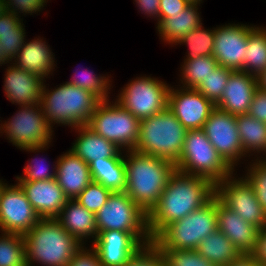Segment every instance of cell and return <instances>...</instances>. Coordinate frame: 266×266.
I'll return each mask as SVG.
<instances>
[{
	"instance_id": "obj_24",
	"label": "cell",
	"mask_w": 266,
	"mask_h": 266,
	"mask_svg": "<svg viewBox=\"0 0 266 266\" xmlns=\"http://www.w3.org/2000/svg\"><path fill=\"white\" fill-rule=\"evenodd\" d=\"M73 129L78 133V137L70 150L88 165L93 161L104 160V158H122L124 156V151L122 152L113 142L101 137L87 125Z\"/></svg>"
},
{
	"instance_id": "obj_40",
	"label": "cell",
	"mask_w": 266,
	"mask_h": 266,
	"mask_svg": "<svg viewBox=\"0 0 266 266\" xmlns=\"http://www.w3.org/2000/svg\"><path fill=\"white\" fill-rule=\"evenodd\" d=\"M37 159V157H36ZM35 158L28 160V164L24 166V174L21 176H16V182H32V181H43V180H50L56 177V162L53 164L52 170L49 168L50 163L46 166L42 163L45 158H41L42 161L36 160ZM47 160V159H45ZM44 160V161H45ZM35 161V162H34ZM46 162V161H45ZM51 170V171H49Z\"/></svg>"
},
{
	"instance_id": "obj_8",
	"label": "cell",
	"mask_w": 266,
	"mask_h": 266,
	"mask_svg": "<svg viewBox=\"0 0 266 266\" xmlns=\"http://www.w3.org/2000/svg\"><path fill=\"white\" fill-rule=\"evenodd\" d=\"M18 112L1 122L0 133L17 149L39 153L49 148L54 135L40 103L20 106ZM50 144V145H49Z\"/></svg>"
},
{
	"instance_id": "obj_22",
	"label": "cell",
	"mask_w": 266,
	"mask_h": 266,
	"mask_svg": "<svg viewBox=\"0 0 266 266\" xmlns=\"http://www.w3.org/2000/svg\"><path fill=\"white\" fill-rule=\"evenodd\" d=\"M55 179L68 199H75L92 182L89 165L70 149L57 158Z\"/></svg>"
},
{
	"instance_id": "obj_5",
	"label": "cell",
	"mask_w": 266,
	"mask_h": 266,
	"mask_svg": "<svg viewBox=\"0 0 266 266\" xmlns=\"http://www.w3.org/2000/svg\"><path fill=\"white\" fill-rule=\"evenodd\" d=\"M186 129L166 108L140 120L139 137L134 151L160 157L176 164L183 150Z\"/></svg>"
},
{
	"instance_id": "obj_11",
	"label": "cell",
	"mask_w": 266,
	"mask_h": 266,
	"mask_svg": "<svg viewBox=\"0 0 266 266\" xmlns=\"http://www.w3.org/2000/svg\"><path fill=\"white\" fill-rule=\"evenodd\" d=\"M125 85L116 96L115 102L139 120L156 115L167 108L170 85L166 82L156 77L141 75Z\"/></svg>"
},
{
	"instance_id": "obj_3",
	"label": "cell",
	"mask_w": 266,
	"mask_h": 266,
	"mask_svg": "<svg viewBox=\"0 0 266 266\" xmlns=\"http://www.w3.org/2000/svg\"><path fill=\"white\" fill-rule=\"evenodd\" d=\"M23 236L27 266H67L83 246L56 218H41Z\"/></svg>"
},
{
	"instance_id": "obj_28",
	"label": "cell",
	"mask_w": 266,
	"mask_h": 266,
	"mask_svg": "<svg viewBox=\"0 0 266 266\" xmlns=\"http://www.w3.org/2000/svg\"><path fill=\"white\" fill-rule=\"evenodd\" d=\"M92 181L112 192H123L126 187V168L122 158H104L89 164Z\"/></svg>"
},
{
	"instance_id": "obj_41",
	"label": "cell",
	"mask_w": 266,
	"mask_h": 266,
	"mask_svg": "<svg viewBox=\"0 0 266 266\" xmlns=\"http://www.w3.org/2000/svg\"><path fill=\"white\" fill-rule=\"evenodd\" d=\"M124 266H165L159 248L153 243L143 245Z\"/></svg>"
},
{
	"instance_id": "obj_29",
	"label": "cell",
	"mask_w": 266,
	"mask_h": 266,
	"mask_svg": "<svg viewBox=\"0 0 266 266\" xmlns=\"http://www.w3.org/2000/svg\"><path fill=\"white\" fill-rule=\"evenodd\" d=\"M196 250L215 266H227L241 255L233 243L218 230L205 237Z\"/></svg>"
},
{
	"instance_id": "obj_35",
	"label": "cell",
	"mask_w": 266,
	"mask_h": 266,
	"mask_svg": "<svg viewBox=\"0 0 266 266\" xmlns=\"http://www.w3.org/2000/svg\"><path fill=\"white\" fill-rule=\"evenodd\" d=\"M81 70L83 73L79 72L78 70L75 71L73 74L74 76H72L71 79L66 82L91 92L101 101L110 100L109 91L112 87L110 76L107 77L106 74H95L94 71H90L88 68L84 69L85 71L82 68Z\"/></svg>"
},
{
	"instance_id": "obj_21",
	"label": "cell",
	"mask_w": 266,
	"mask_h": 266,
	"mask_svg": "<svg viewBox=\"0 0 266 266\" xmlns=\"http://www.w3.org/2000/svg\"><path fill=\"white\" fill-rule=\"evenodd\" d=\"M217 230L222 232L240 251L249 254L255 245L259 228L246 222L223 205L216 197Z\"/></svg>"
},
{
	"instance_id": "obj_1",
	"label": "cell",
	"mask_w": 266,
	"mask_h": 266,
	"mask_svg": "<svg viewBox=\"0 0 266 266\" xmlns=\"http://www.w3.org/2000/svg\"><path fill=\"white\" fill-rule=\"evenodd\" d=\"M215 195V185L201 176L175 170L160 199L147 214L150 237L154 239L167 225L202 207Z\"/></svg>"
},
{
	"instance_id": "obj_20",
	"label": "cell",
	"mask_w": 266,
	"mask_h": 266,
	"mask_svg": "<svg viewBox=\"0 0 266 266\" xmlns=\"http://www.w3.org/2000/svg\"><path fill=\"white\" fill-rule=\"evenodd\" d=\"M257 77L245 71H233L216 107L232 115L247 114L255 91Z\"/></svg>"
},
{
	"instance_id": "obj_7",
	"label": "cell",
	"mask_w": 266,
	"mask_h": 266,
	"mask_svg": "<svg viewBox=\"0 0 266 266\" xmlns=\"http://www.w3.org/2000/svg\"><path fill=\"white\" fill-rule=\"evenodd\" d=\"M175 167L181 173L209 179L214 185L235 171L218 154L202 129L186 131Z\"/></svg>"
},
{
	"instance_id": "obj_42",
	"label": "cell",
	"mask_w": 266,
	"mask_h": 266,
	"mask_svg": "<svg viewBox=\"0 0 266 266\" xmlns=\"http://www.w3.org/2000/svg\"><path fill=\"white\" fill-rule=\"evenodd\" d=\"M48 0H4L6 10L17 16L33 15L44 9ZM46 3V4H45ZM20 13V14H19Z\"/></svg>"
},
{
	"instance_id": "obj_25",
	"label": "cell",
	"mask_w": 266,
	"mask_h": 266,
	"mask_svg": "<svg viewBox=\"0 0 266 266\" xmlns=\"http://www.w3.org/2000/svg\"><path fill=\"white\" fill-rule=\"evenodd\" d=\"M56 219L82 245H86L91 238L93 243L98 236L95 213L88 211L75 199H68Z\"/></svg>"
},
{
	"instance_id": "obj_47",
	"label": "cell",
	"mask_w": 266,
	"mask_h": 266,
	"mask_svg": "<svg viewBox=\"0 0 266 266\" xmlns=\"http://www.w3.org/2000/svg\"><path fill=\"white\" fill-rule=\"evenodd\" d=\"M136 2V6L141 11V14L150 17L151 19L154 17L159 23V8H160V0H134Z\"/></svg>"
},
{
	"instance_id": "obj_2",
	"label": "cell",
	"mask_w": 266,
	"mask_h": 266,
	"mask_svg": "<svg viewBox=\"0 0 266 266\" xmlns=\"http://www.w3.org/2000/svg\"><path fill=\"white\" fill-rule=\"evenodd\" d=\"M126 168L125 192L148 214L157 204L170 176L176 170L175 164L160 157L124 152Z\"/></svg>"
},
{
	"instance_id": "obj_48",
	"label": "cell",
	"mask_w": 266,
	"mask_h": 266,
	"mask_svg": "<svg viewBox=\"0 0 266 266\" xmlns=\"http://www.w3.org/2000/svg\"><path fill=\"white\" fill-rule=\"evenodd\" d=\"M227 266H259V263L250 254H241Z\"/></svg>"
},
{
	"instance_id": "obj_6",
	"label": "cell",
	"mask_w": 266,
	"mask_h": 266,
	"mask_svg": "<svg viewBox=\"0 0 266 266\" xmlns=\"http://www.w3.org/2000/svg\"><path fill=\"white\" fill-rule=\"evenodd\" d=\"M217 230L216 196L181 220L167 225L152 242L159 249L196 250Z\"/></svg>"
},
{
	"instance_id": "obj_13",
	"label": "cell",
	"mask_w": 266,
	"mask_h": 266,
	"mask_svg": "<svg viewBox=\"0 0 266 266\" xmlns=\"http://www.w3.org/2000/svg\"><path fill=\"white\" fill-rule=\"evenodd\" d=\"M202 130L223 160L233 169L245 160L236 124V115L217 107L211 112ZM238 164V165H237Z\"/></svg>"
},
{
	"instance_id": "obj_4",
	"label": "cell",
	"mask_w": 266,
	"mask_h": 266,
	"mask_svg": "<svg viewBox=\"0 0 266 266\" xmlns=\"http://www.w3.org/2000/svg\"><path fill=\"white\" fill-rule=\"evenodd\" d=\"M101 100L91 92L63 83L49 90L43 83L41 91V107L49 125L55 124L73 128L87 125L90 116Z\"/></svg>"
},
{
	"instance_id": "obj_15",
	"label": "cell",
	"mask_w": 266,
	"mask_h": 266,
	"mask_svg": "<svg viewBox=\"0 0 266 266\" xmlns=\"http://www.w3.org/2000/svg\"><path fill=\"white\" fill-rule=\"evenodd\" d=\"M173 87L168 92L167 108L186 130L202 129L216 105L194 88Z\"/></svg>"
},
{
	"instance_id": "obj_9",
	"label": "cell",
	"mask_w": 266,
	"mask_h": 266,
	"mask_svg": "<svg viewBox=\"0 0 266 266\" xmlns=\"http://www.w3.org/2000/svg\"><path fill=\"white\" fill-rule=\"evenodd\" d=\"M95 216L98 234L107 230H120L131 233L142 245L152 242L147 214L125 191L112 192Z\"/></svg>"
},
{
	"instance_id": "obj_44",
	"label": "cell",
	"mask_w": 266,
	"mask_h": 266,
	"mask_svg": "<svg viewBox=\"0 0 266 266\" xmlns=\"http://www.w3.org/2000/svg\"><path fill=\"white\" fill-rule=\"evenodd\" d=\"M247 114L266 123V91L257 88Z\"/></svg>"
},
{
	"instance_id": "obj_10",
	"label": "cell",
	"mask_w": 266,
	"mask_h": 266,
	"mask_svg": "<svg viewBox=\"0 0 266 266\" xmlns=\"http://www.w3.org/2000/svg\"><path fill=\"white\" fill-rule=\"evenodd\" d=\"M87 126L122 151H131L139 137L140 120L115 100H105L97 105Z\"/></svg>"
},
{
	"instance_id": "obj_52",
	"label": "cell",
	"mask_w": 266,
	"mask_h": 266,
	"mask_svg": "<svg viewBox=\"0 0 266 266\" xmlns=\"http://www.w3.org/2000/svg\"><path fill=\"white\" fill-rule=\"evenodd\" d=\"M3 179H0V192L3 186L6 184L5 181H2Z\"/></svg>"
},
{
	"instance_id": "obj_46",
	"label": "cell",
	"mask_w": 266,
	"mask_h": 266,
	"mask_svg": "<svg viewBox=\"0 0 266 266\" xmlns=\"http://www.w3.org/2000/svg\"><path fill=\"white\" fill-rule=\"evenodd\" d=\"M259 266H266V225L259 229L253 250L249 253Z\"/></svg>"
},
{
	"instance_id": "obj_33",
	"label": "cell",
	"mask_w": 266,
	"mask_h": 266,
	"mask_svg": "<svg viewBox=\"0 0 266 266\" xmlns=\"http://www.w3.org/2000/svg\"><path fill=\"white\" fill-rule=\"evenodd\" d=\"M186 45L188 47L184 60H193L200 56H212L215 44V28L211 30L203 27V23L184 35L176 45Z\"/></svg>"
},
{
	"instance_id": "obj_43",
	"label": "cell",
	"mask_w": 266,
	"mask_h": 266,
	"mask_svg": "<svg viewBox=\"0 0 266 266\" xmlns=\"http://www.w3.org/2000/svg\"><path fill=\"white\" fill-rule=\"evenodd\" d=\"M83 245L69 261L67 266H103L100 262L96 250L91 246L90 248ZM88 248V249H87Z\"/></svg>"
},
{
	"instance_id": "obj_19",
	"label": "cell",
	"mask_w": 266,
	"mask_h": 266,
	"mask_svg": "<svg viewBox=\"0 0 266 266\" xmlns=\"http://www.w3.org/2000/svg\"><path fill=\"white\" fill-rule=\"evenodd\" d=\"M7 66L3 88L7 99L19 107L40 103L43 83H46V80L18 68L13 63Z\"/></svg>"
},
{
	"instance_id": "obj_49",
	"label": "cell",
	"mask_w": 266,
	"mask_h": 266,
	"mask_svg": "<svg viewBox=\"0 0 266 266\" xmlns=\"http://www.w3.org/2000/svg\"><path fill=\"white\" fill-rule=\"evenodd\" d=\"M258 88L266 91V70L257 77Z\"/></svg>"
},
{
	"instance_id": "obj_17",
	"label": "cell",
	"mask_w": 266,
	"mask_h": 266,
	"mask_svg": "<svg viewBox=\"0 0 266 266\" xmlns=\"http://www.w3.org/2000/svg\"><path fill=\"white\" fill-rule=\"evenodd\" d=\"M142 246L131 233L120 230L102 231L92 243L103 266H124Z\"/></svg>"
},
{
	"instance_id": "obj_45",
	"label": "cell",
	"mask_w": 266,
	"mask_h": 266,
	"mask_svg": "<svg viewBox=\"0 0 266 266\" xmlns=\"http://www.w3.org/2000/svg\"><path fill=\"white\" fill-rule=\"evenodd\" d=\"M191 2L189 0H160L159 18H169L182 12Z\"/></svg>"
},
{
	"instance_id": "obj_18",
	"label": "cell",
	"mask_w": 266,
	"mask_h": 266,
	"mask_svg": "<svg viewBox=\"0 0 266 266\" xmlns=\"http://www.w3.org/2000/svg\"><path fill=\"white\" fill-rule=\"evenodd\" d=\"M40 218H56L65 206V196L57 180L16 182Z\"/></svg>"
},
{
	"instance_id": "obj_38",
	"label": "cell",
	"mask_w": 266,
	"mask_h": 266,
	"mask_svg": "<svg viewBox=\"0 0 266 266\" xmlns=\"http://www.w3.org/2000/svg\"><path fill=\"white\" fill-rule=\"evenodd\" d=\"M165 266H215L197 250L159 249Z\"/></svg>"
},
{
	"instance_id": "obj_12",
	"label": "cell",
	"mask_w": 266,
	"mask_h": 266,
	"mask_svg": "<svg viewBox=\"0 0 266 266\" xmlns=\"http://www.w3.org/2000/svg\"><path fill=\"white\" fill-rule=\"evenodd\" d=\"M235 175L236 173H232L215 184V196L246 222L259 229L263 228L266 225V212L256 198L252 185L244 175Z\"/></svg>"
},
{
	"instance_id": "obj_53",
	"label": "cell",
	"mask_w": 266,
	"mask_h": 266,
	"mask_svg": "<svg viewBox=\"0 0 266 266\" xmlns=\"http://www.w3.org/2000/svg\"><path fill=\"white\" fill-rule=\"evenodd\" d=\"M190 2L202 3V0H189Z\"/></svg>"
},
{
	"instance_id": "obj_26",
	"label": "cell",
	"mask_w": 266,
	"mask_h": 266,
	"mask_svg": "<svg viewBox=\"0 0 266 266\" xmlns=\"http://www.w3.org/2000/svg\"><path fill=\"white\" fill-rule=\"evenodd\" d=\"M201 3L191 2L182 12L176 13L169 18H159L156 29L159 38L171 46L187 33L202 24V18L198 12Z\"/></svg>"
},
{
	"instance_id": "obj_31",
	"label": "cell",
	"mask_w": 266,
	"mask_h": 266,
	"mask_svg": "<svg viewBox=\"0 0 266 266\" xmlns=\"http://www.w3.org/2000/svg\"><path fill=\"white\" fill-rule=\"evenodd\" d=\"M266 70V29L256 26L248 35L244 71L258 77Z\"/></svg>"
},
{
	"instance_id": "obj_27",
	"label": "cell",
	"mask_w": 266,
	"mask_h": 266,
	"mask_svg": "<svg viewBox=\"0 0 266 266\" xmlns=\"http://www.w3.org/2000/svg\"><path fill=\"white\" fill-rule=\"evenodd\" d=\"M236 124L246 158L256 153V158H266V123L251 115L241 114L236 116Z\"/></svg>"
},
{
	"instance_id": "obj_32",
	"label": "cell",
	"mask_w": 266,
	"mask_h": 266,
	"mask_svg": "<svg viewBox=\"0 0 266 266\" xmlns=\"http://www.w3.org/2000/svg\"><path fill=\"white\" fill-rule=\"evenodd\" d=\"M219 64L213 56H200L193 60H184L180 67V85L184 88H196Z\"/></svg>"
},
{
	"instance_id": "obj_23",
	"label": "cell",
	"mask_w": 266,
	"mask_h": 266,
	"mask_svg": "<svg viewBox=\"0 0 266 266\" xmlns=\"http://www.w3.org/2000/svg\"><path fill=\"white\" fill-rule=\"evenodd\" d=\"M47 44V45H46ZM41 37L24 41L21 50L13 59L12 63L18 68L24 69L29 73L38 75L43 80L50 78L55 71V57L50 45ZM49 75V77H48Z\"/></svg>"
},
{
	"instance_id": "obj_37",
	"label": "cell",
	"mask_w": 266,
	"mask_h": 266,
	"mask_svg": "<svg viewBox=\"0 0 266 266\" xmlns=\"http://www.w3.org/2000/svg\"><path fill=\"white\" fill-rule=\"evenodd\" d=\"M253 158L251 164L248 162L249 167L245 170L247 172L244 177L252 185L256 198L266 212V158Z\"/></svg>"
},
{
	"instance_id": "obj_51",
	"label": "cell",
	"mask_w": 266,
	"mask_h": 266,
	"mask_svg": "<svg viewBox=\"0 0 266 266\" xmlns=\"http://www.w3.org/2000/svg\"><path fill=\"white\" fill-rule=\"evenodd\" d=\"M7 10H6V6H5V4H4V0H0V17H1V15L4 13V12H6Z\"/></svg>"
},
{
	"instance_id": "obj_16",
	"label": "cell",
	"mask_w": 266,
	"mask_h": 266,
	"mask_svg": "<svg viewBox=\"0 0 266 266\" xmlns=\"http://www.w3.org/2000/svg\"><path fill=\"white\" fill-rule=\"evenodd\" d=\"M256 25L228 23L215 28L212 56L220 66L244 71V59L249 33Z\"/></svg>"
},
{
	"instance_id": "obj_34",
	"label": "cell",
	"mask_w": 266,
	"mask_h": 266,
	"mask_svg": "<svg viewBox=\"0 0 266 266\" xmlns=\"http://www.w3.org/2000/svg\"><path fill=\"white\" fill-rule=\"evenodd\" d=\"M0 233V266H27L24 236Z\"/></svg>"
},
{
	"instance_id": "obj_30",
	"label": "cell",
	"mask_w": 266,
	"mask_h": 266,
	"mask_svg": "<svg viewBox=\"0 0 266 266\" xmlns=\"http://www.w3.org/2000/svg\"><path fill=\"white\" fill-rule=\"evenodd\" d=\"M23 19L9 11L4 12L0 17V46L4 50V56L12 62L21 50L26 30L23 26Z\"/></svg>"
},
{
	"instance_id": "obj_50",
	"label": "cell",
	"mask_w": 266,
	"mask_h": 266,
	"mask_svg": "<svg viewBox=\"0 0 266 266\" xmlns=\"http://www.w3.org/2000/svg\"><path fill=\"white\" fill-rule=\"evenodd\" d=\"M11 64V62L4 56V50H2L0 46V66L5 65V64Z\"/></svg>"
},
{
	"instance_id": "obj_39",
	"label": "cell",
	"mask_w": 266,
	"mask_h": 266,
	"mask_svg": "<svg viewBox=\"0 0 266 266\" xmlns=\"http://www.w3.org/2000/svg\"><path fill=\"white\" fill-rule=\"evenodd\" d=\"M112 191L105 188L100 183L92 181L75 200L88 211L97 213L107 202Z\"/></svg>"
},
{
	"instance_id": "obj_14",
	"label": "cell",
	"mask_w": 266,
	"mask_h": 266,
	"mask_svg": "<svg viewBox=\"0 0 266 266\" xmlns=\"http://www.w3.org/2000/svg\"><path fill=\"white\" fill-rule=\"evenodd\" d=\"M40 219L17 183L3 186L0 192V232L24 235Z\"/></svg>"
},
{
	"instance_id": "obj_36",
	"label": "cell",
	"mask_w": 266,
	"mask_h": 266,
	"mask_svg": "<svg viewBox=\"0 0 266 266\" xmlns=\"http://www.w3.org/2000/svg\"><path fill=\"white\" fill-rule=\"evenodd\" d=\"M233 71L219 65L195 89L216 105L221 100L223 91Z\"/></svg>"
}]
</instances>
